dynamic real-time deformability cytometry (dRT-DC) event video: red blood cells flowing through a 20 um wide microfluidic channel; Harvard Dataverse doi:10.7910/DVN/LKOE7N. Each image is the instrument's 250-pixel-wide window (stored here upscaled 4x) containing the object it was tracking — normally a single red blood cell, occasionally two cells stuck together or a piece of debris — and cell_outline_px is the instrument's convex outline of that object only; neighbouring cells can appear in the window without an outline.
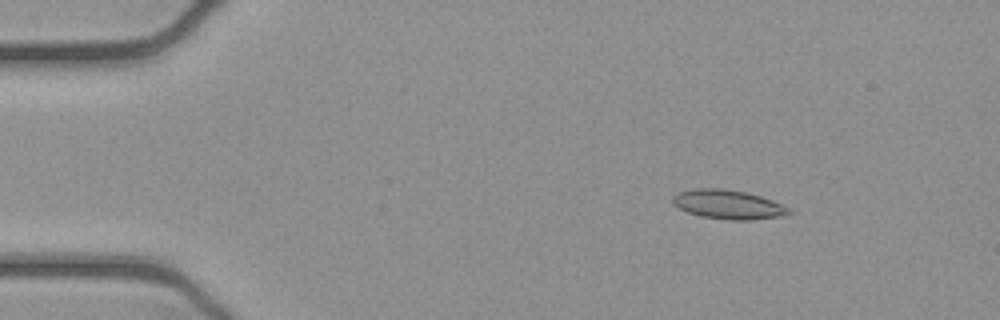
{"species": "common noctule bat (a hibernating species)", "species_latin": "Nyctalus noctula", "temperature_condition": "cold", "stored_images_in_passage": 53, "camera_frame_rate_fps": 3000, "um_per_image_px": 0.085, "animal": {"sex": "female", "body_mass_g": 21.9}, "frame": {"image": 1, "passage_image": 8, "time_ms": 2.333, "image_size_px": [1000, 320], "cell_outline_px": [[792, 212], [784, 216], [752, 220], [728, 220], [700, 216], [688, 212], [672, 204], [672, 196], [680, 192], [696, 188], [724, 188], [748, 192], [772, 200], [788, 208]], "centroid_in_image_um": [61.89, 17.38], "position_along_channel_um": 23.1, "area_um2": 19.83}}
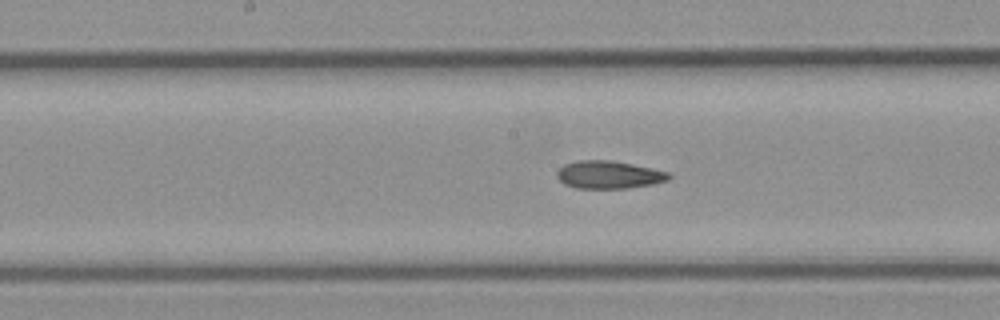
{"frame": {"image": 2, "passage_image": 27, "time_ms": 8.667, "image_size_px": [1000, 320], "cell_outline_px": [[672, 176], [668, 180], [652, 184], [628, 188], [576, 188], [564, 184], [556, 176], [556, 172], [564, 164], [580, 160], [612, 160], [652, 168], [668, 172]], "centroid_in_image_um": [51.74, 14.85], "position_along_channel_um": 196.5, "area_um2": 18.09}}
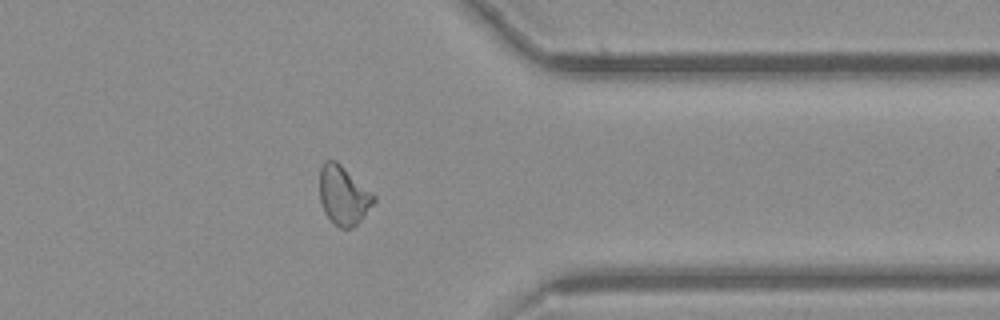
{"frame": {"image": 3, "passage_image": 42, "time_ms": 13.667, "image_size_px": [1000, 320], "cell_outline_px": [[376, 200], [364, 216], [352, 228], [340, 228], [324, 212], [320, 200], [320, 168], [324, 160], [336, 160], [376, 196]], "centroid_in_image_um": [29.19, 16.59], "position_along_channel_um": 382.2, "area_um2": 18.38}, "authors_computed_cell_mechanics": {"area_um2": 18.6116, "velocity_mm_per_s": 3.9261, "shape_relaxation_time_tau1_ms": null, "shape_relaxation_time_tau2_ms": 4.7929, "deformation_change_tau1": null, "deformation_change_tau2": 0.1208}}